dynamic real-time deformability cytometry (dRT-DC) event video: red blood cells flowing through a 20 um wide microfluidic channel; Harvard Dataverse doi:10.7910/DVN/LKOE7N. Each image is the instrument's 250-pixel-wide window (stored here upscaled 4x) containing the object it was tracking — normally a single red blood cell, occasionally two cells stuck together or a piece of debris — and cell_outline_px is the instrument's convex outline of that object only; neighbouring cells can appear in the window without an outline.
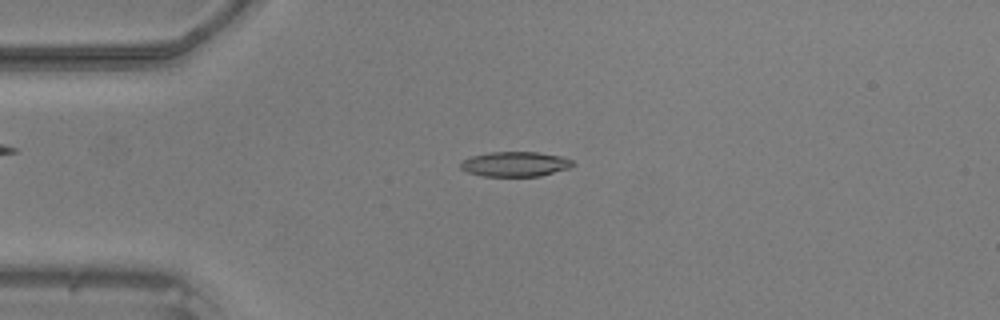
{"species": "common noctule bat (a hibernating species)", "species_latin": "Nyctalus noctula", "temperature_condition": "warm", "stored_images_in_passage": 48, "camera_frame_rate_fps": 3000, "um_per_image_px": 0.085, "animal": {"sex": "male", "body_mass_g": 20.5, "forearm_length_mm": 52.5}, "frame": {"image": 1, "passage_image": 11, "time_ms": 3.333, "image_size_px": [1000, 320], "cell_outline_px": [[576, 164], [568, 168], [540, 176], [480, 176], [468, 172], [460, 168], [460, 164], [464, 160], [472, 156], [488, 152], [536, 152], [560, 156], [572, 160]], "centroid_in_image_um": [43.78, 13.95], "position_along_channel_um": 41.2, "area_um2": 16.18}}
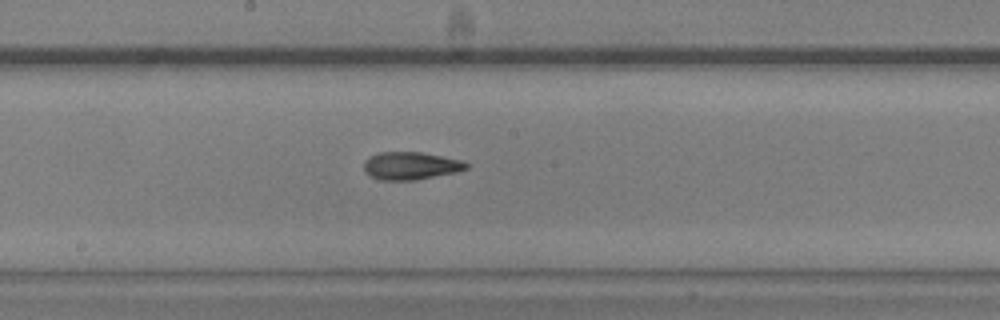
{"frame": {"image": 2, "passage_image": 25, "time_ms": 8.0, "image_size_px": [1000, 320], "cell_outline_px": [[468, 168], [456, 172], [416, 180], [380, 180], [364, 172], [364, 160], [380, 152], [420, 152], [460, 160], [468, 164]], "centroid_in_image_um": [34.89, 14.1], "position_along_channel_um": 213.3, "area_um2": 16.36}}
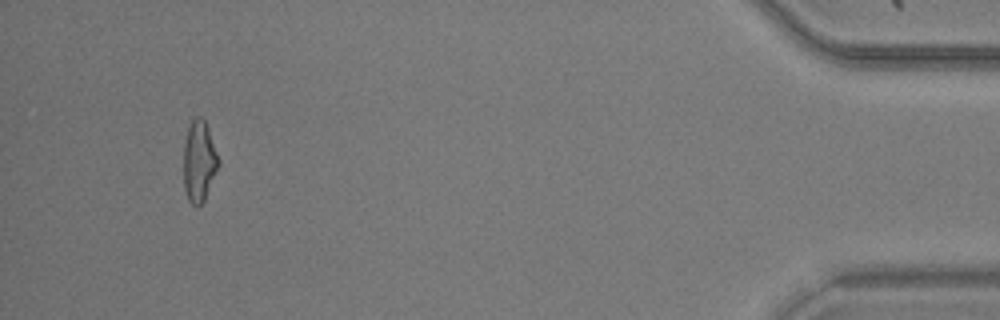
{"frame": {"image": 3, "passage_image": 45, "time_ms": 14.667, "image_size_px": [1000, 320], "cell_outline_px": [[220, 164], [204, 200], [196, 208], [188, 200], [184, 188], [184, 144], [188, 128], [192, 120], [196, 116], [200, 116], [204, 120], [208, 128], [220, 160]], "centroid_in_image_um": [16.93, 13.72], "position_along_channel_um": 418.3, "area_um2": 16.47}}